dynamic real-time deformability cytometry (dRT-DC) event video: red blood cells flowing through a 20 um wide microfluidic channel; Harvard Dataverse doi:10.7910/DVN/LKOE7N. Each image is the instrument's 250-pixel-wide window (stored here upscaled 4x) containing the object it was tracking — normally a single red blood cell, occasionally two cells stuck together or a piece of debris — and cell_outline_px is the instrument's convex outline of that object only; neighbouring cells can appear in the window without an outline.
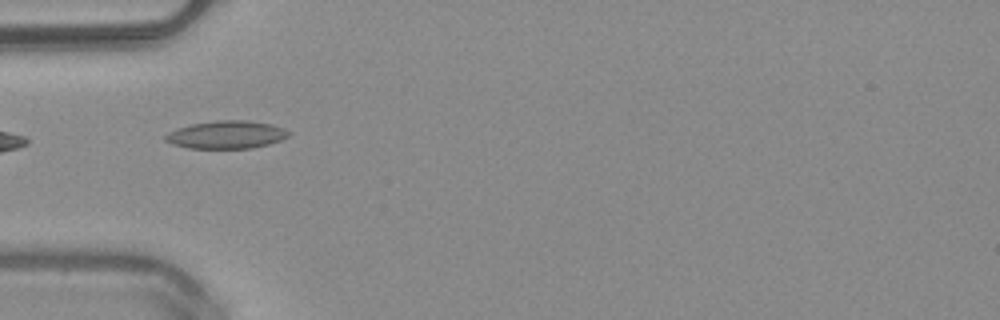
{"species": "common noctule bat (a hibernating species)", "species_latin": "Nyctalus noctula", "temperature_condition": "warm", "stored_images_in_passage": 12, "camera_frame_rate_fps": 3000, "um_per_image_px": 0.085, "animal": {"sex": "male", "body_mass_g": 20.4}, "frame": {"image": 1, "passage_image": 1, "time_ms": 0.0, "image_size_px": [1000, 320], "cell_outline_px": [[292, 132], [288, 136], [280, 140], [268, 144], [252, 148], [188, 148], [172, 144], [164, 140], [164, 136], [168, 132], [176, 128], [192, 124], [216, 120], [248, 120], [272, 124], [284, 128]], "centroid_in_image_um": [19.24, 11.44], "position_along_channel_um": 65.8, "area_um2": 20.11}}